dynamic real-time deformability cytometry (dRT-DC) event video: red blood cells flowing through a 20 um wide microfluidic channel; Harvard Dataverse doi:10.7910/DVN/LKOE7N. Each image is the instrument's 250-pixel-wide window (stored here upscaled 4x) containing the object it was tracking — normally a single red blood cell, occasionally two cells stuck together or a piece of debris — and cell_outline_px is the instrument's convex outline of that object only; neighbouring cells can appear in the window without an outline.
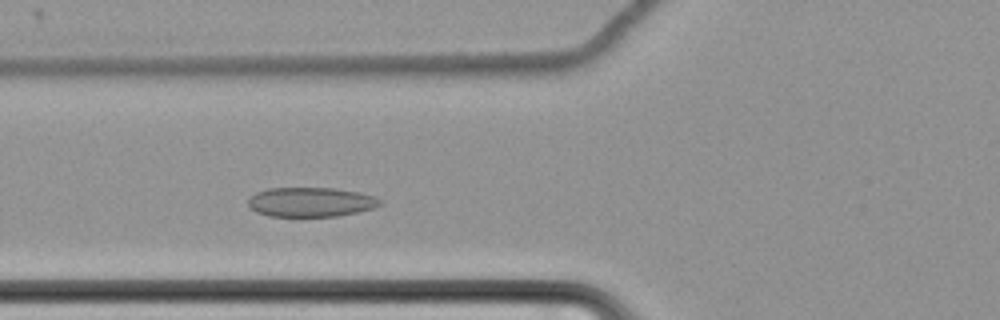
{"species": "common noctule bat (a hibernating species)", "species_latin": "Nyctalus noctula", "temperature_condition": "cold", "stored_images_in_passage": 52, "camera_frame_rate_fps": 3000, "um_per_image_px": 0.085, "animal": {"sex": "female", "body_mass_g": 22.7, "forearm_length_mm": 54.2}, "frame": {"image": 1, "passage_image": 15, "time_ms": 4.667, "image_size_px": [1000, 320], "cell_outline_px": [[384, 204], [372, 208], [356, 212], [336, 216], [268, 216], [256, 212], [248, 204], [248, 200], [256, 192], [268, 188], [332, 188], [360, 192], [384, 200]], "centroid_in_image_um": [26.44, 17.17], "position_along_channel_um": 99.4, "area_um2": 22.6}}
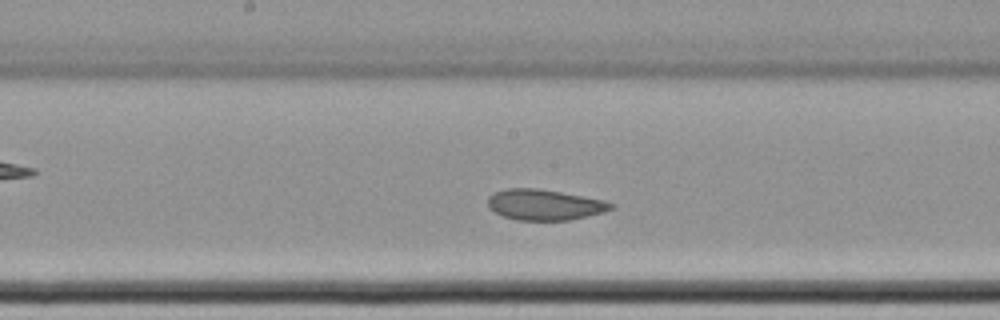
{"frame": {"image": 2, "passage_image": 24, "time_ms": 7.667, "image_size_px": [1000, 320], "cell_outline_px": [[616, 204], [612, 208], [604, 212], [568, 220], [516, 220], [504, 216], [488, 208], [488, 196], [492, 192], [508, 188], [536, 188], [560, 192], [604, 200]], "centroid_in_image_um": [46.26, 17.39], "position_along_channel_um": 201.9, "area_um2": 21.96}}
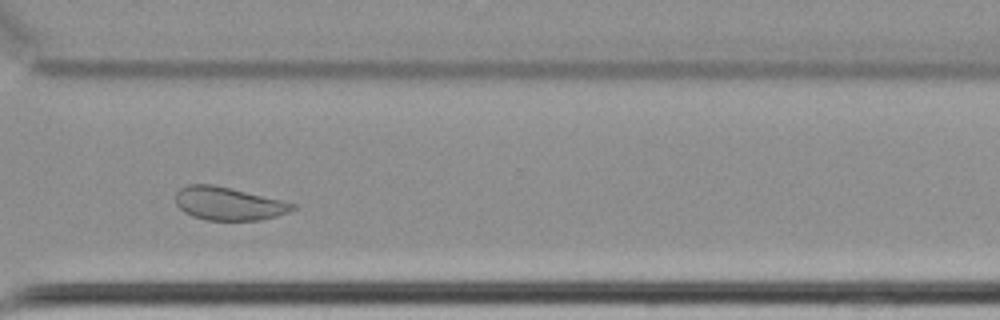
{"frame": {"image": 3, "passage_image": 37, "time_ms": 12.0, "image_size_px": [1000, 320], "cell_outline_px": [[296, 208], [288, 212], [276, 216], [260, 220], [208, 220], [192, 216], [184, 212], [176, 204], [176, 192], [180, 188], [188, 184], [212, 184], [232, 188], [296, 204]], "centroid_in_image_um": [19.4, 17.3], "position_along_channel_um": 351.2, "area_um2": 22.48}, "authors_computed_cell_mechanics": {"area_um2": 24.0159, "velocity_mm_per_s": 3.4239, "shape_relaxation_time_tau1_ms": 8.2858, "shape_relaxation_time_tau2_ms": 1.5181, "deformation_change_tau1": 0.0925, "deformation_change_tau2": 0.0681}}